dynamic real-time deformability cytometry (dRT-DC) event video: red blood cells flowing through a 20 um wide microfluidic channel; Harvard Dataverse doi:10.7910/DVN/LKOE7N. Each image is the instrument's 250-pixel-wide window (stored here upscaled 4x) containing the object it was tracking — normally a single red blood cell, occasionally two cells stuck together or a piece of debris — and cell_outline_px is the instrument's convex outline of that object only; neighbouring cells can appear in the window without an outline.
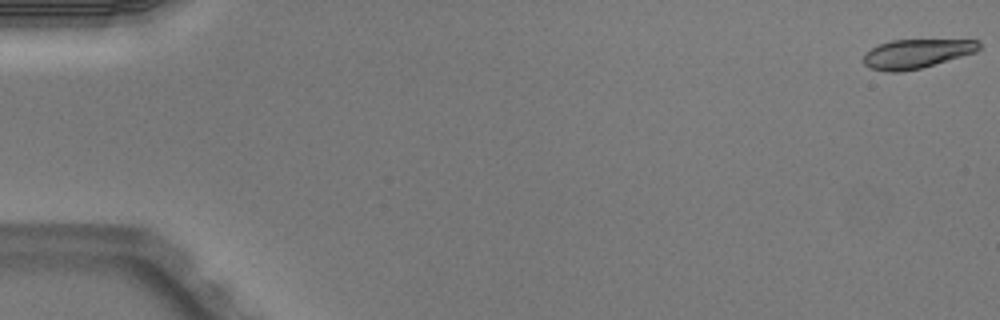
{"species": "Egyptian fruit bat (a non-hibernating species)", "species_latin": "Rousettus aegyptiacus", "temperature_condition": "warm", "stored_images_in_passage": 3, "segment_of_instrument_passage": [2, 2], "camera_frame_rate_fps": 3000, "um_per_image_px": 0.085, "animal": {"sex": "male"}, "frame": {"image": 1, "passage_image": 3, "time_ms": 0.667, "image_size_px": [1000, 320], "cell_outline_px": [[980, 48], [976, 52], [920, 68], [900, 72], [888, 72], [868, 68], [864, 64], [864, 56], [872, 48], [880, 44], [892, 40], [980, 40]], "centroid_in_image_um": [77.91, 4.57], "position_along_channel_um": 7.1, "area_um2": 19.36}}